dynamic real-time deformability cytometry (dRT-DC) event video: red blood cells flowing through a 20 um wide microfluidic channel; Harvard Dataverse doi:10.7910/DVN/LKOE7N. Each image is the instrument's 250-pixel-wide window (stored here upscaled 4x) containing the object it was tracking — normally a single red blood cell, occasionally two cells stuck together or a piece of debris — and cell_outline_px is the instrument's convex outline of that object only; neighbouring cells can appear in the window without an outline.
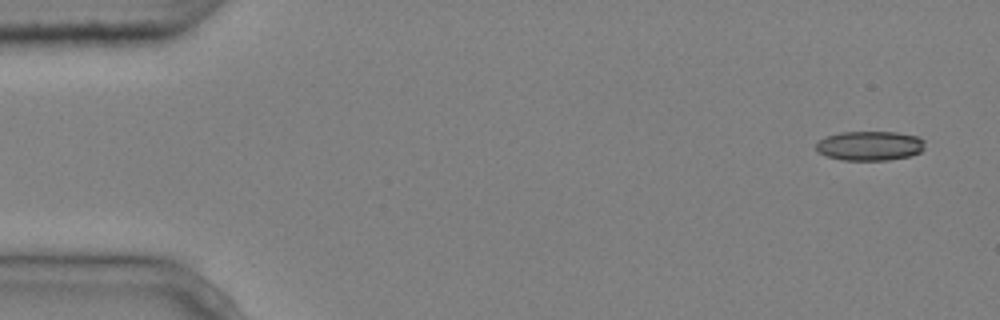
{"species": "common noctule bat (a hibernating species)", "species_latin": "Nyctalus noctula", "temperature_condition": "cold", "stored_images_in_passage": 10, "camera_frame_rate_fps": 3000, "um_per_image_px": 0.085, "animal": {"sex": "male", "body_mass_g": 20.4}, "frame": {"image": 1, "passage_image": 1, "time_ms": 0.0, "image_size_px": [1000, 320], "cell_outline_px": [[924, 148], [920, 152], [908, 156], [888, 160], [840, 160], [816, 152], [816, 140], [824, 136], [840, 132], [896, 132], [920, 136], [924, 140]], "centroid_in_image_um": [73.9, 12.38], "position_along_channel_um": 11.1, "area_um2": 18.96}}
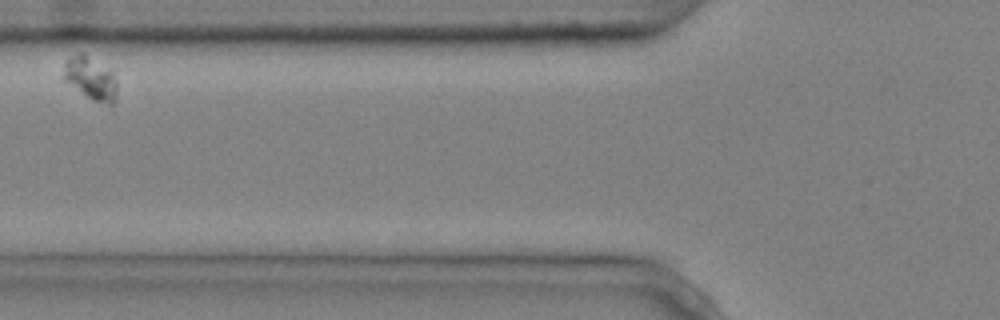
{"frame": {"image": 2, "passage_image": 6, "time_ms": 1.667, "image_size_px": [1000, 320], "cell_outline_px": [[116, 100], [112, 104], [108, 104], [92, 100], [64, 80], [64, 60], [80, 52], [112, 72], [116, 80]], "centroid_in_image_um": [7.7, 6.68], "position_along_channel_um": 118.1, "area_um2": 12.95}}
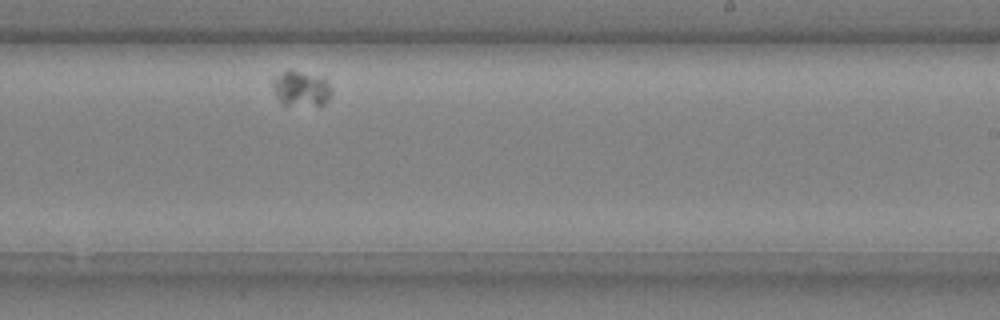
{"frame": {"image": 3, "passage_image": 10, "time_ms": 3.0, "image_size_px": [1000, 320], "cell_outline_px": [[332, 92], [324, 104], [284, 104], [276, 96], [272, 88], [272, 80], [288, 68], [324, 76], [328, 80], [332, 88]], "centroid_in_image_um": [25.62, 7.46], "position_along_channel_um": 263.4, "area_um2": 12.2}}